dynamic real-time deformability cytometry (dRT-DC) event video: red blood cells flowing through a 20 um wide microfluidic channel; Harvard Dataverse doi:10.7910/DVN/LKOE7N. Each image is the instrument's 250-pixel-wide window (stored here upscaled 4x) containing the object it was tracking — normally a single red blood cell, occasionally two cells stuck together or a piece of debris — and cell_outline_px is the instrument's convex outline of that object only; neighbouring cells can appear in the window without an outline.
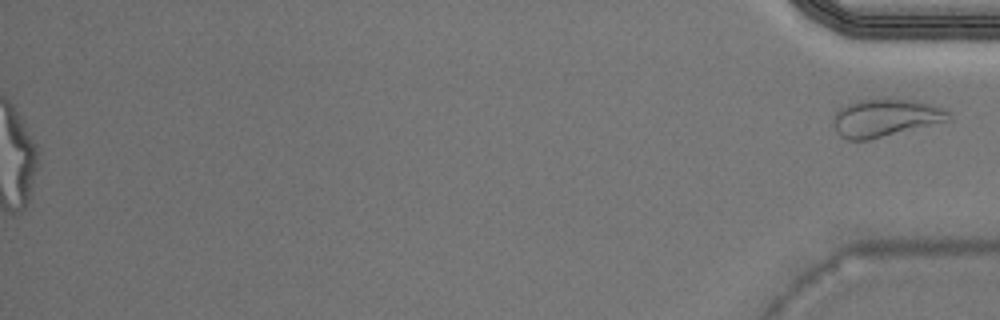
{"species": "Egyptian fruit bat (a non-hibernating species)", "species_latin": "Rousettus aegyptiacus", "temperature_condition": "warm", "stored_images_in_passage": 42, "segment_of_instrument_passage": [2, 2], "camera_frame_rate_fps": 3000, "um_per_image_px": 0.085, "animal": {"sex": "male"}, "frame": {"image": 1, "passage_image": 42, "time_ms": 13.667, "image_size_px": [1000, 320], "cell_outline_px": [[952, 120], [868, 140], [848, 140], [840, 136], [836, 132], [832, 116], [840, 108], [856, 100], [912, 100], [932, 104], [944, 108], [952, 116]], "centroid_in_image_um": [75.27, 10.03], "position_along_channel_um": 359.9, "area_um2": 25.2}}